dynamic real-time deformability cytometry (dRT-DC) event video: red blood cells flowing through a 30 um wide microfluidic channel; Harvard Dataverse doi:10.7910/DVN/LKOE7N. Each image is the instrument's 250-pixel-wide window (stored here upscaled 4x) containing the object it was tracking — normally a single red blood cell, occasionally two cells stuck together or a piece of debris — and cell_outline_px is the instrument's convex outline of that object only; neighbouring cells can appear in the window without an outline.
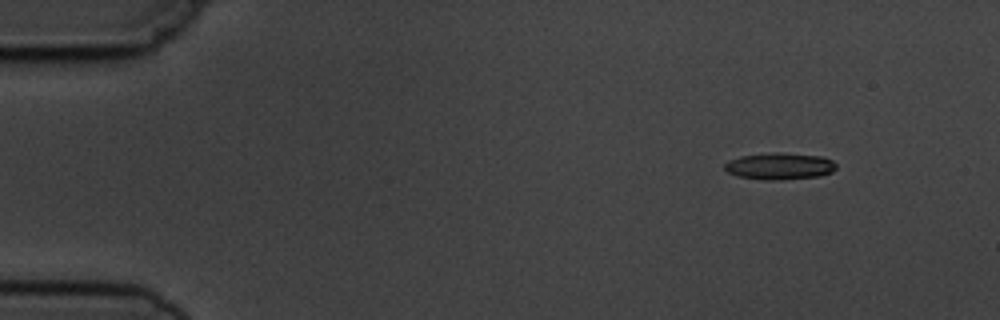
{"species": "common noctule bat (a hibernating species)", "species_latin": "Nyctalus noctula", "temperature_condition": "cold", "stored_images_in_passage": 5, "camera_frame_rate_fps": 3000, "um_per_image_px": 0.085, "animal": {"sex": "male", "body_mass_g": 19.5, "forearm_length_mm": 54.6}, "frame": {"image": 1, "passage_image": 2, "time_ms": 1.333, "image_size_px": [1000, 320], "cell_outline_px": [[836, 168], [832, 172], [820, 176], [780, 180], [760, 180], [736, 176], [728, 172], [724, 168], [724, 164], [728, 160], [740, 156], [772, 152], [776, 152], [824, 156], [832, 160], [836, 164]], "centroid_in_image_um": [66.26, 14.12], "position_along_channel_um": 18.7, "area_um2": 17.69}}
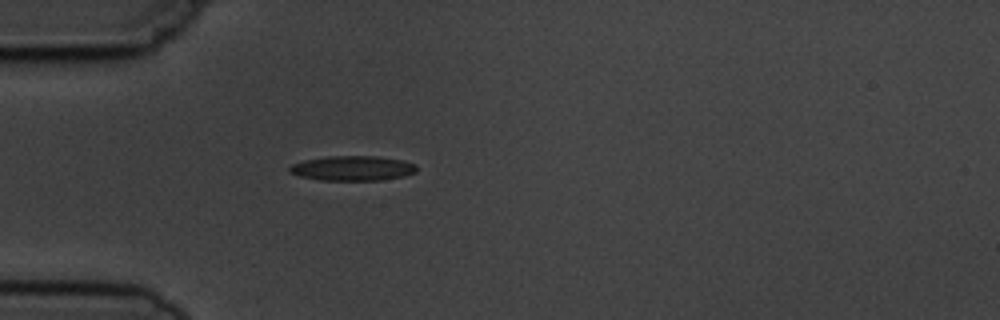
{"frame": {"image": 2, "passage_image": 5, "time_ms": 4.667, "image_size_px": [1000, 320], "cell_outline_px": [[416, 172], [404, 176], [380, 180], [320, 180], [300, 176], [288, 172], [288, 168], [292, 164], [304, 160], [324, 156], [376, 156], [404, 160], [416, 164]], "centroid_in_image_um": [29.96, 14.29], "position_along_channel_um": 55.0, "area_um2": 18.5}}